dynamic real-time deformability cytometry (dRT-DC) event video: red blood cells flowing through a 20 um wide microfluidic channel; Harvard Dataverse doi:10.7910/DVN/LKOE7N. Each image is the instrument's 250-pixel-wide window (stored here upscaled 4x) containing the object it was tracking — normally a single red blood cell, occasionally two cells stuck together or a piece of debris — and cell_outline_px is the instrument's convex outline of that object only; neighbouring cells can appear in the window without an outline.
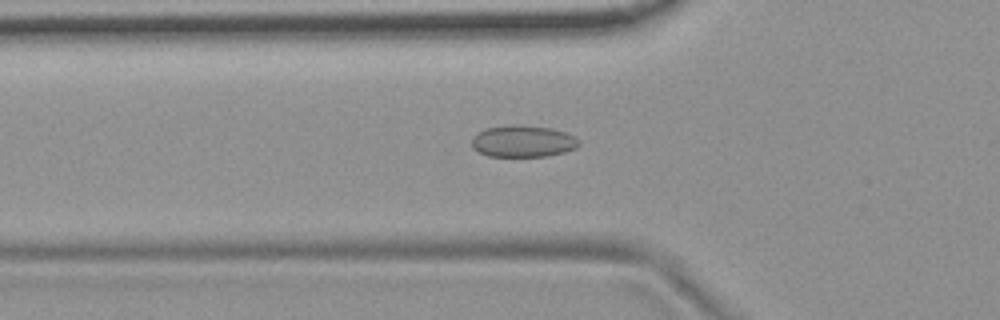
{"species": "common noctule bat (a hibernating species)", "species_latin": "Nyctalus noctula", "temperature_condition": "room temperature", "stored_images_in_passage": 26, "camera_frame_rate_fps": 3000, "um_per_image_px": 0.085, "animal": {"sex": "female", "body_mass_g": 19.9}, "frame": {"image": 1, "passage_image": 10, "time_ms": 3.0, "image_size_px": [1000, 320], "cell_outline_px": [[580, 144], [576, 148], [564, 152], [548, 156], [488, 156], [472, 148], [472, 136], [476, 132], [488, 128], [508, 124], [516, 124], [552, 128], [576, 136], [580, 140]], "centroid_in_image_um": [44.46, 11.99], "position_along_channel_um": 81.3, "area_um2": 20.06}}
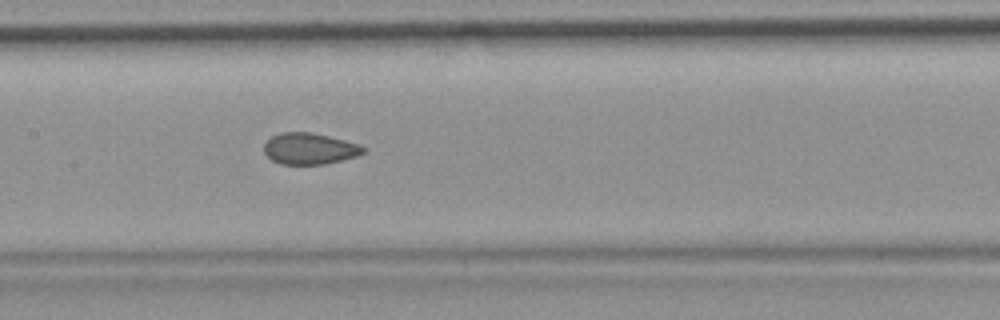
{"frame": {"image": 2, "passage_image": 18, "time_ms": 5.667, "image_size_px": [1000, 320], "cell_outline_px": [[368, 148], [364, 152], [356, 156], [324, 164], [280, 164], [272, 160], [264, 152], [264, 144], [272, 136], [280, 132], [312, 132], [360, 144]], "centroid_in_image_um": [26.32, 12.63], "position_along_channel_um": 181.1, "area_um2": 18.09}}
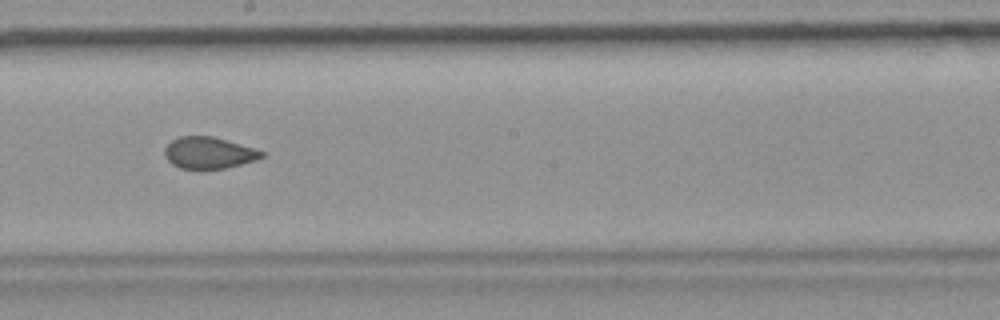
{"frame": {"image": 3, "passage_image": 22, "time_ms": 7.0, "image_size_px": [1000, 320], "cell_outline_px": [[264, 156], [256, 160], [224, 168], [180, 168], [172, 164], [164, 156], [164, 148], [172, 140], [180, 136], [212, 136], [252, 148], [264, 152]], "centroid_in_image_um": [17.7, 12.98], "position_along_channel_um": 230.5, "area_um2": 17.51}}